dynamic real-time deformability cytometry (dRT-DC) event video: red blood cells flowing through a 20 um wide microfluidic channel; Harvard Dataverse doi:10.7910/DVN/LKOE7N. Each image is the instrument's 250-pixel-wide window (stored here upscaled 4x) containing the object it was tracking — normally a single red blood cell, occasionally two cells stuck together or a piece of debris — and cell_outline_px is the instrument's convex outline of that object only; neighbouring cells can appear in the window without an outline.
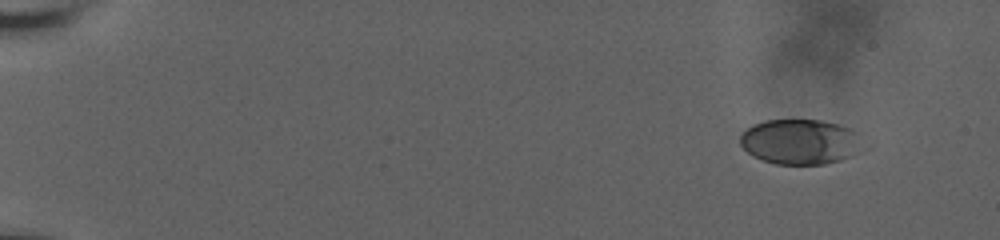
{"species": "human", "species_latin": "Homo sapiens", "temperature_condition": "room temperature", "stored_images_in_passage": 60, "camera_frame_rate_fps": 3000, "um_per_image_px": 0.085, "donor": {"sex": "male"}, "frame": {"image": 1, "passage_image": 1, "time_ms": 0.0, "image_size_px": [1000, 240], "cell_outline_px": [[876, 140], [868, 148], [852, 156], [840, 160], [824, 164], [776, 164], [752, 156], [740, 144], [740, 136], [752, 124], [764, 120], [820, 120], [836, 124], [848, 128]], "centroid_in_image_um": [68.22, 12.05], "position_along_channel_um": 16.8, "area_um2": 33.41}}
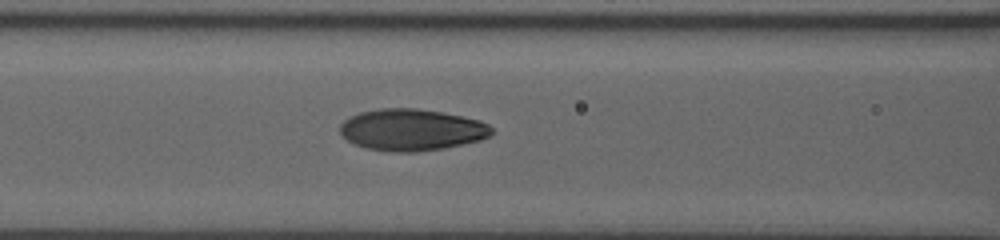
{"frame": {"image": 2, "passage_image": 49, "time_ms": 7.667, "image_size_px": [1000, 240], "cell_outline_px": [[492, 132], [488, 136], [480, 140], [444, 148], [416, 152], [392, 152], [364, 148], [348, 140], [340, 132], [340, 124], [344, 120], [360, 112], [380, 108], [416, 108], [440, 112], [480, 120], [488, 124], [492, 128]], "centroid_in_image_um": [34.97, 11.04], "position_along_channel_um": 131.6, "area_um2": 36.65}}
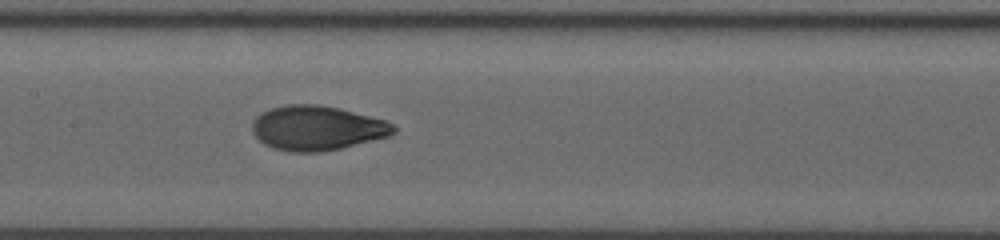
{"frame": {"image": 3, "passage_image": 59, "time_ms": 9.0, "image_size_px": [1000, 240], "cell_outline_px": [[396, 132], [392, 136], [324, 152], [288, 152], [272, 148], [264, 144], [252, 132], [252, 124], [256, 116], [272, 108], [288, 104], [316, 104], [340, 108], [384, 120], [392, 124], [396, 128]], "centroid_in_image_um": [26.96, 10.9], "position_along_channel_um": 180.4, "area_um2": 36.88}}